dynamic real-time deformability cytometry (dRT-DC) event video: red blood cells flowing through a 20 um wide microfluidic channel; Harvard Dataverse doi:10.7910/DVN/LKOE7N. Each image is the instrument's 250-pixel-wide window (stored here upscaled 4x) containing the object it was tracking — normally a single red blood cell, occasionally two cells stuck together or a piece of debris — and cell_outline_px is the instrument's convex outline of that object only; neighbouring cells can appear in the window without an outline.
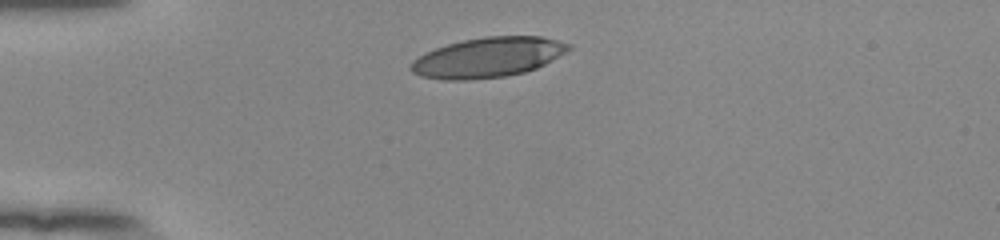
{"species": "human", "species_latin": "Homo sapiens", "temperature_condition": "room temperature", "stored_images_in_passage": 32, "camera_frame_rate_fps": 3000, "um_per_image_px": 0.085, "donor": {"sex": "female"}, "frame": {"image": 1, "passage_image": 1, "time_ms": 0.0, "image_size_px": [1000, 240], "cell_outline_px": [[572, 48], [552, 60], [536, 68], [524, 72], [504, 76], [468, 80], [444, 80], [420, 76], [412, 72], [408, 68], [408, 64], [412, 60], [424, 52], [448, 44], [464, 40], [484, 36], [540, 36], [572, 44]], "centroid_in_image_um": [41.43, 4.88], "position_along_channel_um": 43.6, "area_um2": 36.82}}
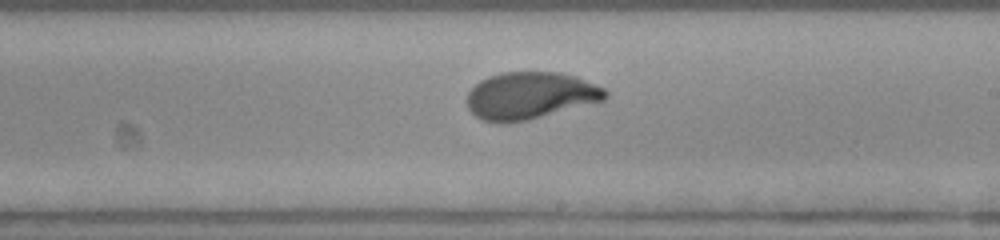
{"frame": {"image": 2, "passage_image": 19, "time_ms": 6.0, "image_size_px": [1000, 240], "cell_outline_px": [[608, 96], [604, 100], [528, 120], [504, 124], [496, 124], [480, 120], [468, 108], [468, 92], [480, 80], [488, 76], [500, 72], [560, 72], [576, 76], [604, 88], [608, 92]], "centroid_in_image_um": [45.04, 8.13], "position_along_channel_um": 244.0, "area_um2": 38.21}}
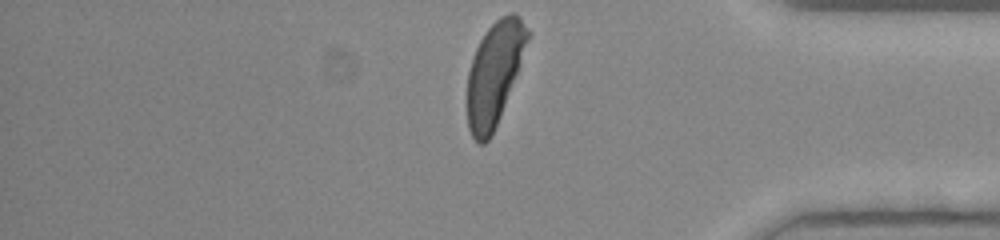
{"frame": {"image": 3, "passage_image": 32, "time_ms": 10.333, "image_size_px": [1000, 240], "cell_outline_px": [[532, 32], [500, 116], [488, 140], [484, 144], [480, 144], [472, 136], [468, 128], [468, 72], [476, 48], [480, 40], [488, 28], [500, 16], [512, 12], [520, 16]], "centroid_in_image_um": [42.04, 6.18], "position_along_channel_um": 393.2, "area_um2": 35.66}, "authors_computed_cell_mechanics": {"area_um2": 37.57, "velocity_mm_per_s": 3.8793, "shape_relaxation_time_tau1_ms": 2.9752, "shape_relaxation_time_tau2_ms": null, "deformation_change_tau1": 0.1794, "deformation_change_tau2": null}}